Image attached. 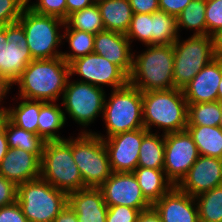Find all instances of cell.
<instances>
[{
	"label": "cell",
	"instance_id": "cell-1",
	"mask_svg": "<svg viewBox=\"0 0 222 222\" xmlns=\"http://www.w3.org/2000/svg\"><path fill=\"white\" fill-rule=\"evenodd\" d=\"M70 77V65L62 57L32 60L20 77L19 98L56 102L63 95Z\"/></svg>",
	"mask_w": 222,
	"mask_h": 222
},
{
	"label": "cell",
	"instance_id": "cell-2",
	"mask_svg": "<svg viewBox=\"0 0 222 222\" xmlns=\"http://www.w3.org/2000/svg\"><path fill=\"white\" fill-rule=\"evenodd\" d=\"M144 128L162 129V134L184 131L188 124V103L182 89L142 92Z\"/></svg>",
	"mask_w": 222,
	"mask_h": 222
},
{
	"label": "cell",
	"instance_id": "cell-3",
	"mask_svg": "<svg viewBox=\"0 0 222 222\" xmlns=\"http://www.w3.org/2000/svg\"><path fill=\"white\" fill-rule=\"evenodd\" d=\"M146 50L135 55L129 83L141 92L169 90L173 83V44L145 45Z\"/></svg>",
	"mask_w": 222,
	"mask_h": 222
},
{
	"label": "cell",
	"instance_id": "cell-4",
	"mask_svg": "<svg viewBox=\"0 0 222 222\" xmlns=\"http://www.w3.org/2000/svg\"><path fill=\"white\" fill-rule=\"evenodd\" d=\"M110 92L109 99H105L102 116L107 135L92 132L90 129H81L80 133H94L96 136L105 139L126 131L144 128L142 92L129 82L125 86Z\"/></svg>",
	"mask_w": 222,
	"mask_h": 222
},
{
	"label": "cell",
	"instance_id": "cell-5",
	"mask_svg": "<svg viewBox=\"0 0 222 222\" xmlns=\"http://www.w3.org/2000/svg\"><path fill=\"white\" fill-rule=\"evenodd\" d=\"M40 178L67 194L86 188L72 156V136L61 141L45 142Z\"/></svg>",
	"mask_w": 222,
	"mask_h": 222
},
{
	"label": "cell",
	"instance_id": "cell-6",
	"mask_svg": "<svg viewBox=\"0 0 222 222\" xmlns=\"http://www.w3.org/2000/svg\"><path fill=\"white\" fill-rule=\"evenodd\" d=\"M18 22L24 28L33 60L61 57L62 51H59L58 47L64 42L60 32L64 28V20L38 14L26 6Z\"/></svg>",
	"mask_w": 222,
	"mask_h": 222
},
{
	"label": "cell",
	"instance_id": "cell-7",
	"mask_svg": "<svg viewBox=\"0 0 222 222\" xmlns=\"http://www.w3.org/2000/svg\"><path fill=\"white\" fill-rule=\"evenodd\" d=\"M173 50V83L179 89H183L200 70L218 56L215 39L209 35H191L183 40L179 35L173 43Z\"/></svg>",
	"mask_w": 222,
	"mask_h": 222
},
{
	"label": "cell",
	"instance_id": "cell-8",
	"mask_svg": "<svg viewBox=\"0 0 222 222\" xmlns=\"http://www.w3.org/2000/svg\"><path fill=\"white\" fill-rule=\"evenodd\" d=\"M17 202L28 222H53L68 203V194L42 178L18 185Z\"/></svg>",
	"mask_w": 222,
	"mask_h": 222
},
{
	"label": "cell",
	"instance_id": "cell-9",
	"mask_svg": "<svg viewBox=\"0 0 222 222\" xmlns=\"http://www.w3.org/2000/svg\"><path fill=\"white\" fill-rule=\"evenodd\" d=\"M72 156L85 187L99 188L112 173L104 141L94 133L72 137Z\"/></svg>",
	"mask_w": 222,
	"mask_h": 222
},
{
	"label": "cell",
	"instance_id": "cell-10",
	"mask_svg": "<svg viewBox=\"0 0 222 222\" xmlns=\"http://www.w3.org/2000/svg\"><path fill=\"white\" fill-rule=\"evenodd\" d=\"M70 80L69 77L63 95L60 97L65 117L68 114L75 123L87 128L100 114L103 116L106 92L95 85Z\"/></svg>",
	"mask_w": 222,
	"mask_h": 222
},
{
	"label": "cell",
	"instance_id": "cell-11",
	"mask_svg": "<svg viewBox=\"0 0 222 222\" xmlns=\"http://www.w3.org/2000/svg\"><path fill=\"white\" fill-rule=\"evenodd\" d=\"M69 65L71 78L77 74L82 78L76 81L89 83L102 89L106 85L115 90L129 82V77L117 65L96 53L77 58Z\"/></svg>",
	"mask_w": 222,
	"mask_h": 222
},
{
	"label": "cell",
	"instance_id": "cell-12",
	"mask_svg": "<svg viewBox=\"0 0 222 222\" xmlns=\"http://www.w3.org/2000/svg\"><path fill=\"white\" fill-rule=\"evenodd\" d=\"M199 157L197 146L187 130L165 134L166 177L176 186Z\"/></svg>",
	"mask_w": 222,
	"mask_h": 222
},
{
	"label": "cell",
	"instance_id": "cell-13",
	"mask_svg": "<svg viewBox=\"0 0 222 222\" xmlns=\"http://www.w3.org/2000/svg\"><path fill=\"white\" fill-rule=\"evenodd\" d=\"M99 188L107 206H128L140 211L152 207L142 195L133 172H112Z\"/></svg>",
	"mask_w": 222,
	"mask_h": 222
},
{
	"label": "cell",
	"instance_id": "cell-14",
	"mask_svg": "<svg viewBox=\"0 0 222 222\" xmlns=\"http://www.w3.org/2000/svg\"><path fill=\"white\" fill-rule=\"evenodd\" d=\"M146 128L126 131L103 139L112 172H133Z\"/></svg>",
	"mask_w": 222,
	"mask_h": 222
},
{
	"label": "cell",
	"instance_id": "cell-15",
	"mask_svg": "<svg viewBox=\"0 0 222 222\" xmlns=\"http://www.w3.org/2000/svg\"><path fill=\"white\" fill-rule=\"evenodd\" d=\"M32 60L22 25L19 22L6 25L2 74L13 85Z\"/></svg>",
	"mask_w": 222,
	"mask_h": 222
},
{
	"label": "cell",
	"instance_id": "cell-16",
	"mask_svg": "<svg viewBox=\"0 0 222 222\" xmlns=\"http://www.w3.org/2000/svg\"><path fill=\"white\" fill-rule=\"evenodd\" d=\"M219 185H222V159L199 155L176 186L181 191L196 197Z\"/></svg>",
	"mask_w": 222,
	"mask_h": 222
},
{
	"label": "cell",
	"instance_id": "cell-17",
	"mask_svg": "<svg viewBox=\"0 0 222 222\" xmlns=\"http://www.w3.org/2000/svg\"><path fill=\"white\" fill-rule=\"evenodd\" d=\"M222 79V55L210 61L182 91L187 103L218 101V86Z\"/></svg>",
	"mask_w": 222,
	"mask_h": 222
},
{
	"label": "cell",
	"instance_id": "cell-18",
	"mask_svg": "<svg viewBox=\"0 0 222 222\" xmlns=\"http://www.w3.org/2000/svg\"><path fill=\"white\" fill-rule=\"evenodd\" d=\"M152 207L162 222H200L195 197L175 185Z\"/></svg>",
	"mask_w": 222,
	"mask_h": 222
},
{
	"label": "cell",
	"instance_id": "cell-19",
	"mask_svg": "<svg viewBox=\"0 0 222 222\" xmlns=\"http://www.w3.org/2000/svg\"><path fill=\"white\" fill-rule=\"evenodd\" d=\"M131 46L124 33L103 30L95 34L93 53L117 65L129 77L133 68Z\"/></svg>",
	"mask_w": 222,
	"mask_h": 222
},
{
	"label": "cell",
	"instance_id": "cell-20",
	"mask_svg": "<svg viewBox=\"0 0 222 222\" xmlns=\"http://www.w3.org/2000/svg\"><path fill=\"white\" fill-rule=\"evenodd\" d=\"M41 160L23 149H9L0 163V175L17 186L40 178Z\"/></svg>",
	"mask_w": 222,
	"mask_h": 222
},
{
	"label": "cell",
	"instance_id": "cell-21",
	"mask_svg": "<svg viewBox=\"0 0 222 222\" xmlns=\"http://www.w3.org/2000/svg\"><path fill=\"white\" fill-rule=\"evenodd\" d=\"M79 222H106L108 206L100 188L86 187L68 194Z\"/></svg>",
	"mask_w": 222,
	"mask_h": 222
},
{
	"label": "cell",
	"instance_id": "cell-22",
	"mask_svg": "<svg viewBox=\"0 0 222 222\" xmlns=\"http://www.w3.org/2000/svg\"><path fill=\"white\" fill-rule=\"evenodd\" d=\"M104 30L126 34L133 16L129 0H97Z\"/></svg>",
	"mask_w": 222,
	"mask_h": 222
},
{
	"label": "cell",
	"instance_id": "cell-23",
	"mask_svg": "<svg viewBox=\"0 0 222 222\" xmlns=\"http://www.w3.org/2000/svg\"><path fill=\"white\" fill-rule=\"evenodd\" d=\"M133 173L140 186L142 195L151 205L174 186L166 177L163 169L137 167Z\"/></svg>",
	"mask_w": 222,
	"mask_h": 222
},
{
	"label": "cell",
	"instance_id": "cell-24",
	"mask_svg": "<svg viewBox=\"0 0 222 222\" xmlns=\"http://www.w3.org/2000/svg\"><path fill=\"white\" fill-rule=\"evenodd\" d=\"M57 102L41 101L40 113L38 116V135L44 141H61L65 140L66 137H62L57 134L65 123L67 118L65 113L61 108L60 104Z\"/></svg>",
	"mask_w": 222,
	"mask_h": 222
},
{
	"label": "cell",
	"instance_id": "cell-25",
	"mask_svg": "<svg viewBox=\"0 0 222 222\" xmlns=\"http://www.w3.org/2000/svg\"><path fill=\"white\" fill-rule=\"evenodd\" d=\"M2 126L6 134L9 149H23L34 153L41 160L46 141L39 135L13 124L7 117H5Z\"/></svg>",
	"mask_w": 222,
	"mask_h": 222
},
{
	"label": "cell",
	"instance_id": "cell-26",
	"mask_svg": "<svg viewBox=\"0 0 222 222\" xmlns=\"http://www.w3.org/2000/svg\"><path fill=\"white\" fill-rule=\"evenodd\" d=\"M199 155L222 159V130L218 126H187Z\"/></svg>",
	"mask_w": 222,
	"mask_h": 222
},
{
	"label": "cell",
	"instance_id": "cell-27",
	"mask_svg": "<svg viewBox=\"0 0 222 222\" xmlns=\"http://www.w3.org/2000/svg\"><path fill=\"white\" fill-rule=\"evenodd\" d=\"M165 153V135L148 131L140 146L137 167L163 169Z\"/></svg>",
	"mask_w": 222,
	"mask_h": 222
},
{
	"label": "cell",
	"instance_id": "cell-28",
	"mask_svg": "<svg viewBox=\"0 0 222 222\" xmlns=\"http://www.w3.org/2000/svg\"><path fill=\"white\" fill-rule=\"evenodd\" d=\"M17 106L6 107V117L15 125L26 131L38 135V116L41 108V100L19 98Z\"/></svg>",
	"mask_w": 222,
	"mask_h": 222
},
{
	"label": "cell",
	"instance_id": "cell-29",
	"mask_svg": "<svg viewBox=\"0 0 222 222\" xmlns=\"http://www.w3.org/2000/svg\"><path fill=\"white\" fill-rule=\"evenodd\" d=\"M62 39L69 44V52H61L67 64L77 58L93 53L95 34L72 28H64Z\"/></svg>",
	"mask_w": 222,
	"mask_h": 222
},
{
	"label": "cell",
	"instance_id": "cell-30",
	"mask_svg": "<svg viewBox=\"0 0 222 222\" xmlns=\"http://www.w3.org/2000/svg\"><path fill=\"white\" fill-rule=\"evenodd\" d=\"M179 35L176 16L161 10L152 13V45L173 44Z\"/></svg>",
	"mask_w": 222,
	"mask_h": 222
},
{
	"label": "cell",
	"instance_id": "cell-31",
	"mask_svg": "<svg viewBox=\"0 0 222 222\" xmlns=\"http://www.w3.org/2000/svg\"><path fill=\"white\" fill-rule=\"evenodd\" d=\"M200 222H222V185L195 197Z\"/></svg>",
	"mask_w": 222,
	"mask_h": 222
},
{
	"label": "cell",
	"instance_id": "cell-32",
	"mask_svg": "<svg viewBox=\"0 0 222 222\" xmlns=\"http://www.w3.org/2000/svg\"><path fill=\"white\" fill-rule=\"evenodd\" d=\"M206 0H192L177 16L178 32L181 28L194 31L193 35H206Z\"/></svg>",
	"mask_w": 222,
	"mask_h": 222
},
{
	"label": "cell",
	"instance_id": "cell-33",
	"mask_svg": "<svg viewBox=\"0 0 222 222\" xmlns=\"http://www.w3.org/2000/svg\"><path fill=\"white\" fill-rule=\"evenodd\" d=\"M64 28L97 34L104 30L102 17L97 3L70 14L65 20Z\"/></svg>",
	"mask_w": 222,
	"mask_h": 222
},
{
	"label": "cell",
	"instance_id": "cell-34",
	"mask_svg": "<svg viewBox=\"0 0 222 222\" xmlns=\"http://www.w3.org/2000/svg\"><path fill=\"white\" fill-rule=\"evenodd\" d=\"M220 102L188 103L187 126H218L220 123Z\"/></svg>",
	"mask_w": 222,
	"mask_h": 222
},
{
	"label": "cell",
	"instance_id": "cell-35",
	"mask_svg": "<svg viewBox=\"0 0 222 222\" xmlns=\"http://www.w3.org/2000/svg\"><path fill=\"white\" fill-rule=\"evenodd\" d=\"M125 35L131 44L138 40L144 45H152V14L133 13Z\"/></svg>",
	"mask_w": 222,
	"mask_h": 222
},
{
	"label": "cell",
	"instance_id": "cell-36",
	"mask_svg": "<svg viewBox=\"0 0 222 222\" xmlns=\"http://www.w3.org/2000/svg\"><path fill=\"white\" fill-rule=\"evenodd\" d=\"M26 6L38 14L54 16L64 21L67 19L66 0H26Z\"/></svg>",
	"mask_w": 222,
	"mask_h": 222
},
{
	"label": "cell",
	"instance_id": "cell-37",
	"mask_svg": "<svg viewBox=\"0 0 222 222\" xmlns=\"http://www.w3.org/2000/svg\"><path fill=\"white\" fill-rule=\"evenodd\" d=\"M206 35L215 37L222 30V0H206Z\"/></svg>",
	"mask_w": 222,
	"mask_h": 222
},
{
	"label": "cell",
	"instance_id": "cell-38",
	"mask_svg": "<svg viewBox=\"0 0 222 222\" xmlns=\"http://www.w3.org/2000/svg\"><path fill=\"white\" fill-rule=\"evenodd\" d=\"M26 0H0V26L18 22Z\"/></svg>",
	"mask_w": 222,
	"mask_h": 222
},
{
	"label": "cell",
	"instance_id": "cell-39",
	"mask_svg": "<svg viewBox=\"0 0 222 222\" xmlns=\"http://www.w3.org/2000/svg\"><path fill=\"white\" fill-rule=\"evenodd\" d=\"M140 212L128 206H108L106 222H136Z\"/></svg>",
	"mask_w": 222,
	"mask_h": 222
},
{
	"label": "cell",
	"instance_id": "cell-40",
	"mask_svg": "<svg viewBox=\"0 0 222 222\" xmlns=\"http://www.w3.org/2000/svg\"><path fill=\"white\" fill-rule=\"evenodd\" d=\"M18 186L0 175V208L17 201Z\"/></svg>",
	"mask_w": 222,
	"mask_h": 222
},
{
	"label": "cell",
	"instance_id": "cell-41",
	"mask_svg": "<svg viewBox=\"0 0 222 222\" xmlns=\"http://www.w3.org/2000/svg\"><path fill=\"white\" fill-rule=\"evenodd\" d=\"M0 222H28L18 202L0 208Z\"/></svg>",
	"mask_w": 222,
	"mask_h": 222
},
{
	"label": "cell",
	"instance_id": "cell-42",
	"mask_svg": "<svg viewBox=\"0 0 222 222\" xmlns=\"http://www.w3.org/2000/svg\"><path fill=\"white\" fill-rule=\"evenodd\" d=\"M192 0H158L159 9L167 14L178 16Z\"/></svg>",
	"mask_w": 222,
	"mask_h": 222
},
{
	"label": "cell",
	"instance_id": "cell-43",
	"mask_svg": "<svg viewBox=\"0 0 222 222\" xmlns=\"http://www.w3.org/2000/svg\"><path fill=\"white\" fill-rule=\"evenodd\" d=\"M133 13L152 14L159 9L158 0H129Z\"/></svg>",
	"mask_w": 222,
	"mask_h": 222
},
{
	"label": "cell",
	"instance_id": "cell-44",
	"mask_svg": "<svg viewBox=\"0 0 222 222\" xmlns=\"http://www.w3.org/2000/svg\"><path fill=\"white\" fill-rule=\"evenodd\" d=\"M96 2L97 0H66L67 17L74 12L95 4Z\"/></svg>",
	"mask_w": 222,
	"mask_h": 222
},
{
	"label": "cell",
	"instance_id": "cell-45",
	"mask_svg": "<svg viewBox=\"0 0 222 222\" xmlns=\"http://www.w3.org/2000/svg\"><path fill=\"white\" fill-rule=\"evenodd\" d=\"M53 222H79L76 213L67 203L62 211L55 217Z\"/></svg>",
	"mask_w": 222,
	"mask_h": 222
},
{
	"label": "cell",
	"instance_id": "cell-46",
	"mask_svg": "<svg viewBox=\"0 0 222 222\" xmlns=\"http://www.w3.org/2000/svg\"><path fill=\"white\" fill-rule=\"evenodd\" d=\"M136 222H162V220L155 209L151 207L145 211H141Z\"/></svg>",
	"mask_w": 222,
	"mask_h": 222
},
{
	"label": "cell",
	"instance_id": "cell-47",
	"mask_svg": "<svg viewBox=\"0 0 222 222\" xmlns=\"http://www.w3.org/2000/svg\"><path fill=\"white\" fill-rule=\"evenodd\" d=\"M9 150L6 134L3 126L0 127V163Z\"/></svg>",
	"mask_w": 222,
	"mask_h": 222
},
{
	"label": "cell",
	"instance_id": "cell-48",
	"mask_svg": "<svg viewBox=\"0 0 222 222\" xmlns=\"http://www.w3.org/2000/svg\"><path fill=\"white\" fill-rule=\"evenodd\" d=\"M13 85L0 73V100H4Z\"/></svg>",
	"mask_w": 222,
	"mask_h": 222
},
{
	"label": "cell",
	"instance_id": "cell-49",
	"mask_svg": "<svg viewBox=\"0 0 222 222\" xmlns=\"http://www.w3.org/2000/svg\"><path fill=\"white\" fill-rule=\"evenodd\" d=\"M6 41V25L0 26V73L2 74L3 43Z\"/></svg>",
	"mask_w": 222,
	"mask_h": 222
},
{
	"label": "cell",
	"instance_id": "cell-50",
	"mask_svg": "<svg viewBox=\"0 0 222 222\" xmlns=\"http://www.w3.org/2000/svg\"><path fill=\"white\" fill-rule=\"evenodd\" d=\"M218 55H222V30L214 37Z\"/></svg>",
	"mask_w": 222,
	"mask_h": 222
},
{
	"label": "cell",
	"instance_id": "cell-51",
	"mask_svg": "<svg viewBox=\"0 0 222 222\" xmlns=\"http://www.w3.org/2000/svg\"><path fill=\"white\" fill-rule=\"evenodd\" d=\"M1 102H4V101L0 100V127L2 126V123L6 117V107L2 106L3 103Z\"/></svg>",
	"mask_w": 222,
	"mask_h": 222
},
{
	"label": "cell",
	"instance_id": "cell-52",
	"mask_svg": "<svg viewBox=\"0 0 222 222\" xmlns=\"http://www.w3.org/2000/svg\"><path fill=\"white\" fill-rule=\"evenodd\" d=\"M218 101L222 102V79L219 82V86H218Z\"/></svg>",
	"mask_w": 222,
	"mask_h": 222
},
{
	"label": "cell",
	"instance_id": "cell-53",
	"mask_svg": "<svg viewBox=\"0 0 222 222\" xmlns=\"http://www.w3.org/2000/svg\"><path fill=\"white\" fill-rule=\"evenodd\" d=\"M220 108H221V117H220V123L218 127L222 130V102H220Z\"/></svg>",
	"mask_w": 222,
	"mask_h": 222
}]
</instances>
